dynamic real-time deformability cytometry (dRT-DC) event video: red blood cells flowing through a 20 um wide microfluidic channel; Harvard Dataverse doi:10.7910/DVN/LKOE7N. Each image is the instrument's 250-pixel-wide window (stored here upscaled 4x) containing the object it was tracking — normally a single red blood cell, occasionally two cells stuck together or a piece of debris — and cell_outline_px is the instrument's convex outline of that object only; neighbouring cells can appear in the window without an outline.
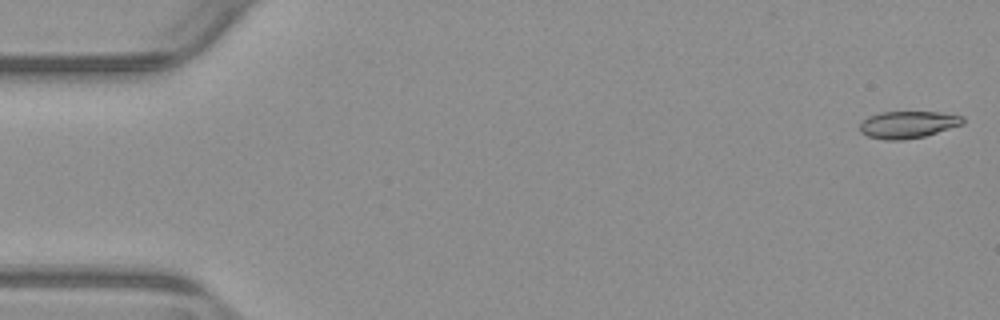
{"species": "common noctule bat (a hibernating species)", "species_latin": "Nyctalus noctula", "temperature_condition": "warm", "stored_images_in_passage": 54, "camera_frame_rate_fps": 3000, "um_per_image_px": 0.085, "animal": {"sex": "male", "body_mass_g": 23.1, "forearm_length_mm": 52.7}, "frame": {"image": 1, "passage_image": 1, "time_ms": 0.0, "image_size_px": [1000, 320], "cell_outline_px": [[964, 124], [924, 136], [904, 140], [884, 140], [868, 136], [860, 132], [860, 124], [868, 116], [880, 112], [940, 112], [964, 116]], "centroid_in_image_um": [77.18, 10.59], "position_along_channel_um": 7.8, "area_um2": 16.3}}
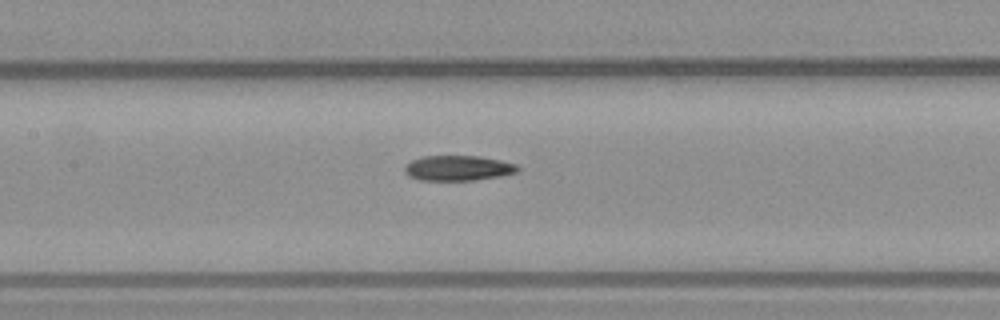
{"frame": {"image": 2, "passage_image": 25, "time_ms": 8.0, "image_size_px": [1000, 320], "cell_outline_px": [[520, 168], [516, 172], [500, 176], [476, 180], [416, 180], [408, 176], [404, 172], [404, 168], [412, 160], [424, 156], [480, 156], [500, 160], [516, 164]], "centroid_in_image_um": [38.92, 14.29], "position_along_channel_um": 168.5, "area_um2": 16.59}}
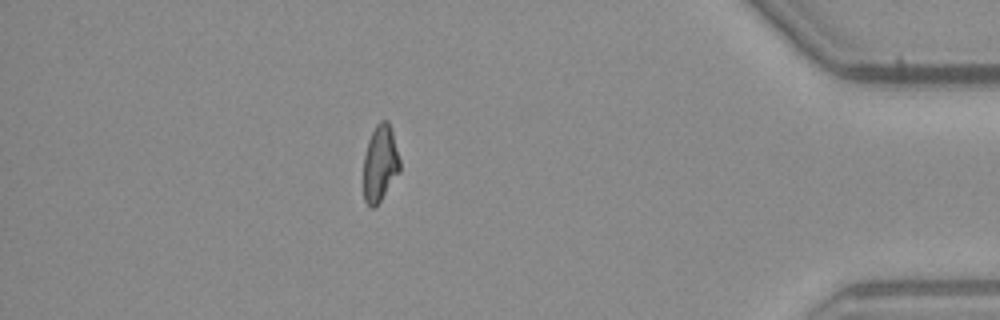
{"frame": {"image": 3, "passage_image": 47, "time_ms": 15.333, "image_size_px": [1000, 320], "cell_outline_px": [[400, 172], [380, 200], [372, 208], [368, 208], [364, 200], [364, 156], [368, 140], [376, 124], [380, 120], [388, 120], [392, 132], [400, 160]], "centroid_in_image_um": [32.3, 13.88], "position_along_channel_um": 402.9, "area_um2": 16.13}, "authors_computed_cell_mechanics": {"area_um2": 16.8198, "velocity_mm_per_s": 3.8469, "shape_relaxation_time_tau1_ms": null, "shape_relaxation_time_tau2_ms": 7.5383, "deformation_change_tau1": null, "deformation_change_tau2": 0.1703}}